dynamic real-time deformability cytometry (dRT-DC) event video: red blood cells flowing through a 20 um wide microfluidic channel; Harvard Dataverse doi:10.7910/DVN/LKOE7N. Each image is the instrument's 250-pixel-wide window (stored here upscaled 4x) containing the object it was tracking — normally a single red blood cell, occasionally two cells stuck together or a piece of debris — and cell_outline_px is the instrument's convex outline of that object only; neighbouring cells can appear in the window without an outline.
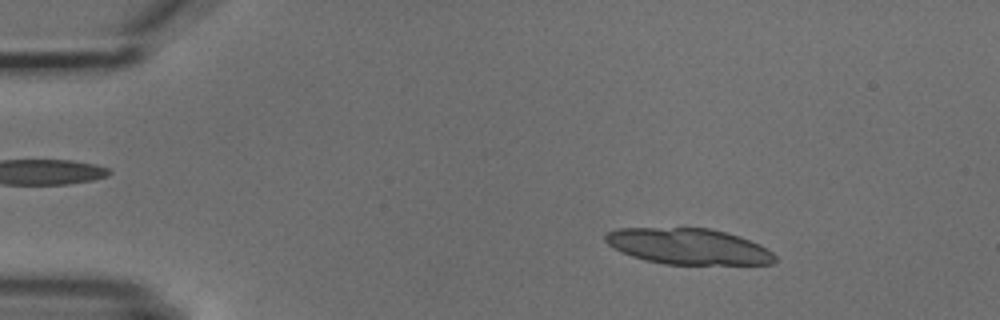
{"species": "common noctule bat (a hibernating species)", "species_latin": "Nyctalus noctula", "temperature_condition": "cold", "stored_images_in_passage": 5, "segment_of_instrument_passage": [1, 2], "camera_frame_rate_fps": 3000, "um_per_image_px": 0.085, "animal": {"sex": "male", "body_mass_g": 18.8}, "frame": {"image": 1, "passage_image": 2, "time_ms": 1.333, "image_size_px": [1000, 320], "cell_outline_px": [[776, 260], [772, 264], [664, 264], [644, 260], [632, 256], [608, 244], [604, 240], [604, 236], [608, 232], [616, 228], [712, 228], [740, 236], [760, 244], [768, 248], [776, 256]], "centroid_in_image_um": [58.54, 20.94], "position_along_channel_um": 26.5, "area_um2": 35.55}}